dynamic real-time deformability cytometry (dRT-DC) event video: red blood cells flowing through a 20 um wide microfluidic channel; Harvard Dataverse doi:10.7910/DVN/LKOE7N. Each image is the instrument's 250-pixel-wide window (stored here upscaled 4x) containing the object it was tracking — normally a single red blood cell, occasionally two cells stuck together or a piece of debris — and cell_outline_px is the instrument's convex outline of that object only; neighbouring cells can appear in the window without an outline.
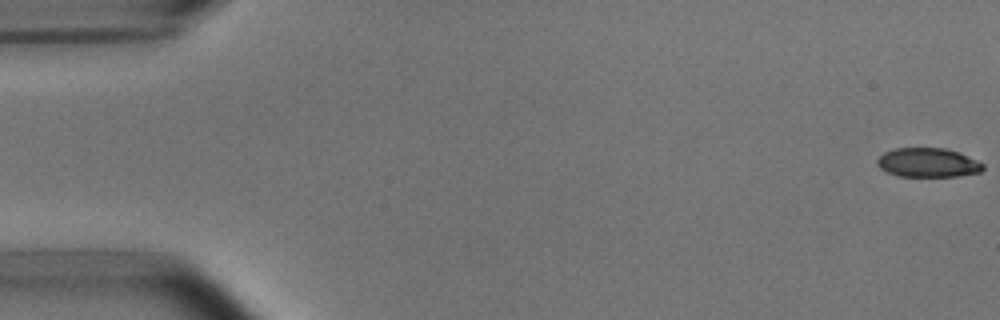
{"species": "common noctule bat (a hibernating species)", "species_latin": "Nyctalus noctula", "temperature_condition": "room temperature", "stored_images_in_passage": 6, "camera_frame_rate_fps": 3000, "um_per_image_px": 0.085, "animal": {"sex": "male", "body_mass_g": 15.6}, "frame": {"image": 1, "passage_image": 1, "time_ms": 0.0, "image_size_px": [1000, 320], "cell_outline_px": [[984, 168], [980, 172], [960, 176], [900, 176], [888, 172], [880, 168], [876, 164], [876, 160], [884, 152], [896, 148], [944, 148], [960, 152], [984, 164]], "centroid_in_image_um": [78.88, 13.82], "position_along_channel_um": 6.1, "area_um2": 17.98}}
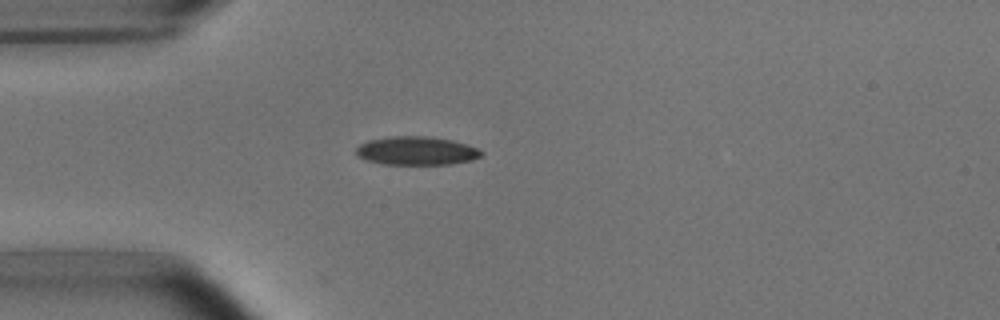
{"frame": {"image": 2, "passage_image": 5, "time_ms": 4.667, "image_size_px": [1000, 320], "cell_outline_px": [[484, 152], [480, 156], [472, 160], [448, 164], [384, 164], [368, 160], [356, 156], [356, 148], [360, 144], [368, 140], [388, 136], [428, 136], [452, 140], [468, 144]], "centroid_in_image_um": [35.39, 12.8], "position_along_channel_um": 49.6, "area_um2": 20.81}}